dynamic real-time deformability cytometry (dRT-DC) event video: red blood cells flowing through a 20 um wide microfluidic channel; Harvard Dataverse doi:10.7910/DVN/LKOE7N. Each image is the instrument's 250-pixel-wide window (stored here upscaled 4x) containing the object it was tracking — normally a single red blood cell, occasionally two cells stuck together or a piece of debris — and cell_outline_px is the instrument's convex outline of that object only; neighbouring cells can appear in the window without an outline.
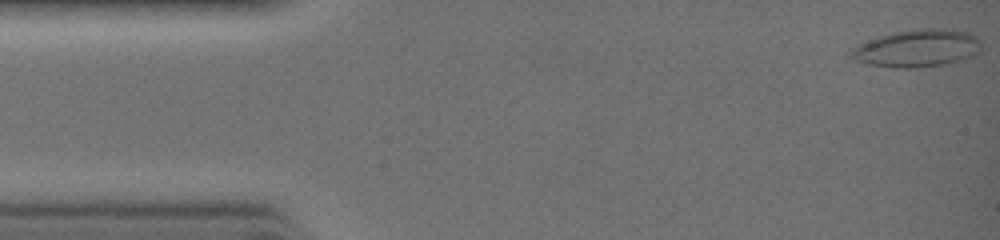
{"species": "common noctule bat (a hibernating species)", "species_latin": "Nyctalus noctula", "temperature_condition": "warm", "stored_images_in_passage": 33, "camera_frame_rate_fps": 3000, "um_per_image_px": 0.085, "animal": {"sex": "female", "body_mass_g": 19.0, "forearm_length_mm": 51.5}, "frame": {"image": 1, "passage_image": 1, "time_ms": 0.0, "image_size_px": [1000, 240], "cell_outline_px": [[980, 52], [964, 60], [944, 64], [916, 68], [892, 68], [868, 64], [856, 60], [848, 56], [848, 52], [856, 44], [876, 36], [916, 28], [952, 28], [968, 32], [976, 36], [980, 40]], "centroid_in_image_um": [77.94, 4.09], "position_along_channel_um": 7.1, "area_um2": 29.13}}
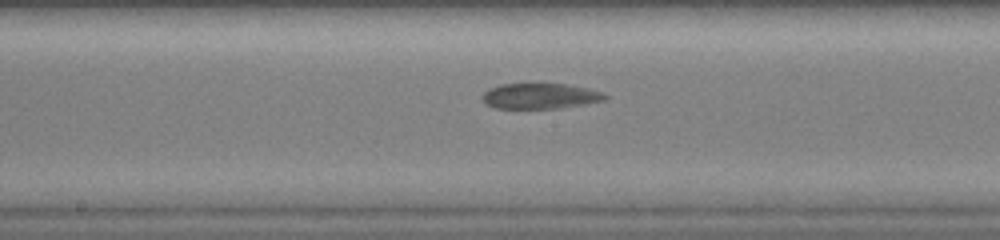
{"frame": {"image": 2, "passage_image": 17, "time_ms": 5.333, "image_size_px": [1000, 240], "cell_outline_px": [[608, 96], [604, 100], [584, 104], [560, 108], [496, 108], [484, 104], [480, 96], [488, 88], [500, 84], [536, 80], [568, 84], [588, 88], [604, 92]], "centroid_in_image_um": [45.86, 8.1], "position_along_channel_um": 202.3, "area_um2": 19.36}}
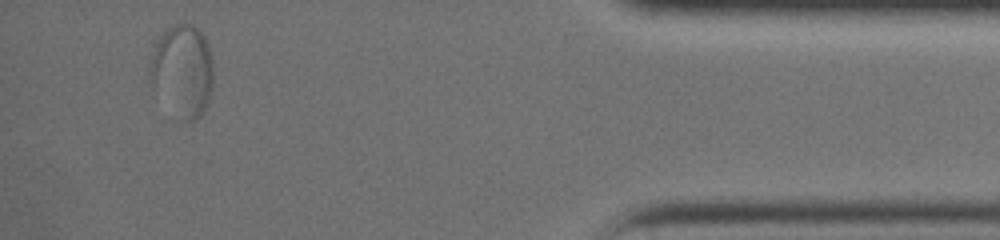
{"frame": {"image": 3, "passage_image": 31, "time_ms": 10.0, "image_size_px": [1000, 240], "cell_outline_px": [[212, 88], [208, 100], [200, 116], [196, 120], [176, 120], [152, 88], [152, 52], [160, 36], [168, 28], [176, 24], [192, 24], [204, 36], [208, 44], [212, 56]], "centroid_in_image_um": [15.53, 6.06], "position_along_channel_um": 419.7, "area_um2": 33.87}}